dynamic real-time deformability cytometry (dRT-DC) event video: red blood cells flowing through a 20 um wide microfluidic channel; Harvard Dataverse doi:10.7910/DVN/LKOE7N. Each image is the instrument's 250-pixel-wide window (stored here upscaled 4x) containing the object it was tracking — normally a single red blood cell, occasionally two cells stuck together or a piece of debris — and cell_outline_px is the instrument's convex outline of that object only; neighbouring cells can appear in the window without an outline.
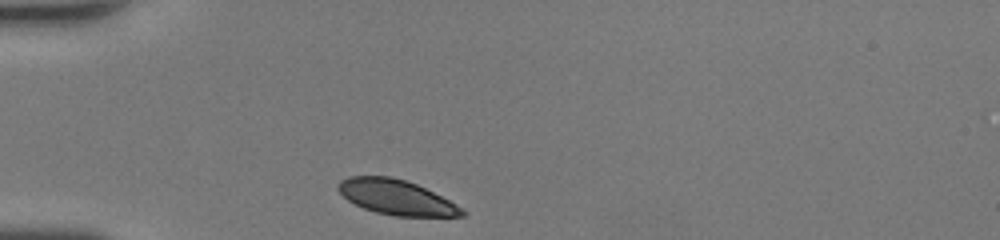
{"species": "human", "species_latin": "Homo sapiens", "temperature_condition": "room temperature", "stored_images_in_passage": 27, "camera_frame_rate_fps": 3000, "um_per_image_px": 0.085, "donor": {"sex": "female"}, "frame": {"image": 1, "passage_image": 1, "time_ms": 0.0, "image_size_px": [1000, 240], "cell_outline_px": [[464, 216], [392, 216], [376, 212], [364, 208], [348, 200], [336, 188], [340, 180], [348, 176], [388, 176], [404, 180], [416, 184], [456, 204], [464, 212]], "centroid_in_image_um": [33.63, 16.76], "position_along_channel_um": 51.4, "area_um2": 24.8}}
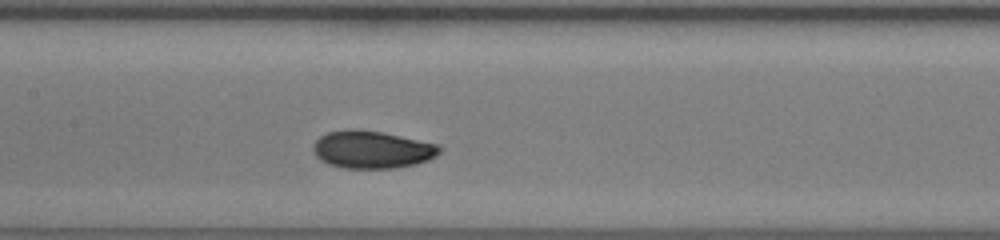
{"frame": {"image": 2, "passage_image": 11, "time_ms": 3.333, "image_size_px": [1000, 240], "cell_outline_px": [[444, 148], [436, 156], [428, 160], [416, 164], [396, 168], [344, 168], [328, 164], [320, 160], [316, 156], [312, 148], [316, 140], [320, 136], [328, 132], [348, 128], [356, 128], [384, 132], [440, 144]], "centroid_in_image_um": [31.65, 12.7], "position_along_channel_um": 175.7, "area_um2": 28.15}}
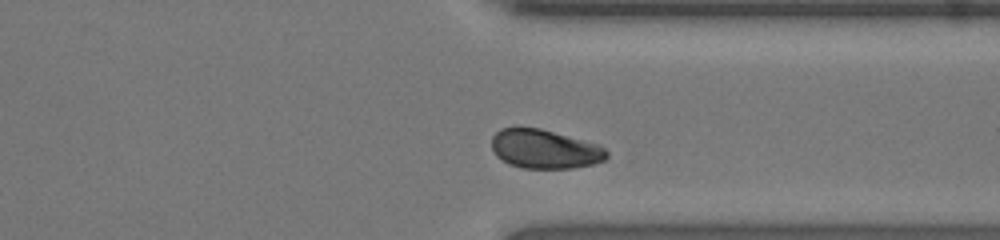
{"frame": {"image": 3, "passage_image": 24, "time_ms": 7.667, "image_size_px": [1000, 240], "cell_outline_px": [[608, 156], [604, 160], [592, 164], [572, 168], [524, 168], [508, 164], [496, 156], [492, 148], [492, 136], [500, 128], [540, 128], [600, 144], [608, 152]], "centroid_in_image_um": [46.3, 12.67], "position_along_channel_um": 365.1, "area_um2": 26.18}, "authors_computed_cell_mechanics": {"area_um2": 27.2238, "velocity_mm_per_s": 4.3619, "shape_relaxation_time_tau1_ms": 3.0075, "shape_relaxation_time_tau2_ms": null, "deformation_change_tau1": 0.0943, "deformation_change_tau2": null}}